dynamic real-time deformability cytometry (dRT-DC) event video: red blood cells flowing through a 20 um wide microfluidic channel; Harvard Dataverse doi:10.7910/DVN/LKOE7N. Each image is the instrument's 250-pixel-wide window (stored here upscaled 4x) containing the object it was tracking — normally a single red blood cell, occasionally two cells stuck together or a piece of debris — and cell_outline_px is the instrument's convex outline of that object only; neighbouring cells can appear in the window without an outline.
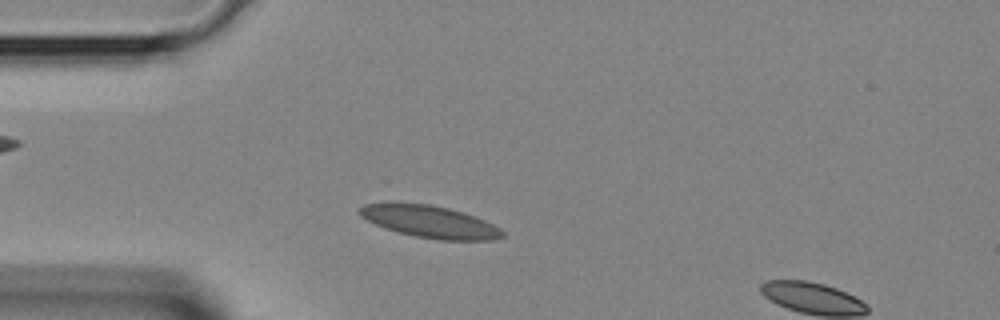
{"species": "Egyptian fruit bat (a non-hibernating species)", "species_latin": "Rousettus aegyptiacus", "temperature_condition": "room temperature", "stored_images_in_passage": 6, "camera_frame_rate_fps": 3000, "um_per_image_px": 0.085, "animal": {"sex": "female"}, "frame": {"image": 1, "passage_image": 4, "time_ms": 1.0, "image_size_px": [1000, 320], "cell_outline_px": [[504, 236], [492, 240], [440, 240], [416, 236], [384, 228], [360, 216], [360, 208], [364, 204], [392, 200], [428, 204], [448, 208], [464, 212], [484, 220], [500, 228], [504, 232]], "centroid_in_image_um": [36.5, 18.81], "position_along_channel_um": 48.5, "area_um2": 27.05}}